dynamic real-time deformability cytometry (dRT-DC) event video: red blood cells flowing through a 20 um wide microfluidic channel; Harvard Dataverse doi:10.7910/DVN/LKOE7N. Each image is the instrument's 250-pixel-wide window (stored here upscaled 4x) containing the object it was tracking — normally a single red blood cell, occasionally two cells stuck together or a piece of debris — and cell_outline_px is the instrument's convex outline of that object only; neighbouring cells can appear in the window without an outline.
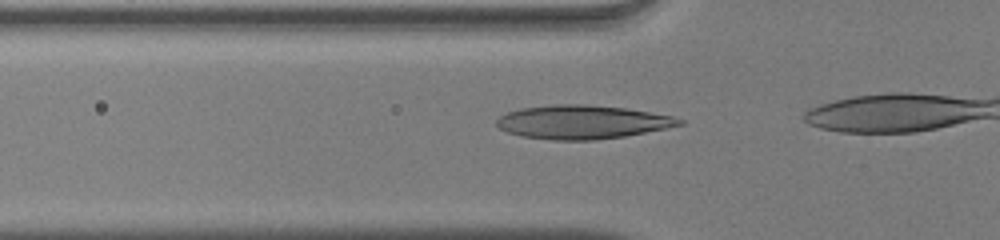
{"species": "human", "species_latin": "Homo sapiens", "temperature_condition": "warm", "stored_images_in_passage": 7, "camera_frame_rate_fps": 3000, "um_per_image_px": 0.085, "donor": {"sex": "male"}, "frame": {"image": 1, "passage_image": 2, "time_ms": 0.333, "image_size_px": [1000, 240], "cell_outline_px": [[684, 124], [624, 136], [592, 140], [552, 140], [520, 136], [508, 132], [500, 128], [496, 124], [496, 120], [500, 116], [508, 112], [520, 108], [556, 104], [584, 104], [624, 108], [672, 116], [684, 120]], "centroid_in_image_um": [49.45, 10.37], "position_along_channel_um": 76.4, "area_um2": 35.55}}
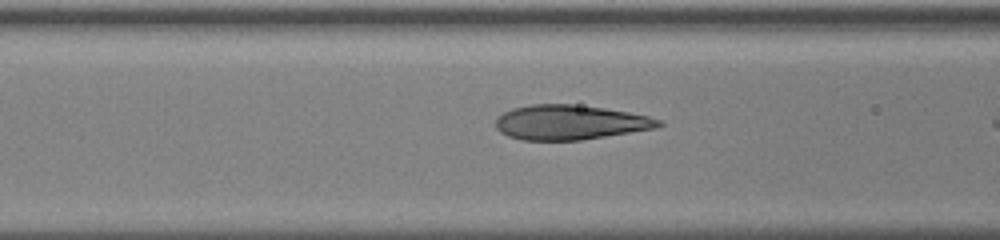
{"frame": {"image": 2, "passage_image": 5, "time_ms": 1.333, "image_size_px": [1000, 240], "cell_outline_px": [[664, 124], [656, 128], [580, 140], [520, 140], [508, 136], [500, 132], [496, 128], [496, 120], [504, 112], [512, 108], [532, 104], [572, 104], [604, 108], [628, 112], [648, 116], [660, 120]], "centroid_in_image_um": [48.43, 10.4], "position_along_channel_um": 118.2, "area_um2": 32.77}}